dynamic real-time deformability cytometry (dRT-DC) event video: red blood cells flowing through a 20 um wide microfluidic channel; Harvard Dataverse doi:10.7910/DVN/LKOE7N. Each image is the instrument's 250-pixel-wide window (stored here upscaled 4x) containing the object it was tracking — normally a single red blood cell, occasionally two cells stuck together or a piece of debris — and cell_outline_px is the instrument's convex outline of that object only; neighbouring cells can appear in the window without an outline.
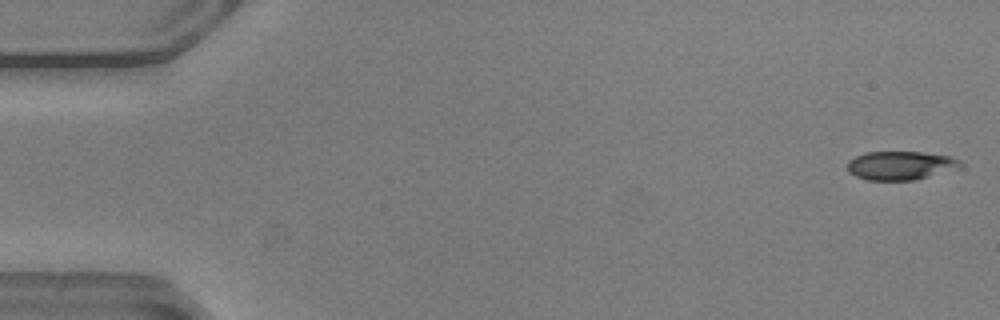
{"species": "common noctule bat (a hibernating species)", "species_latin": "Nyctalus noctula", "temperature_condition": "warm", "stored_images_in_passage": 52, "camera_frame_rate_fps": 3000, "um_per_image_px": 0.085, "animal": {"sex": "male", "body_mass_g": 20.5, "forearm_length_mm": 52.5}, "frame": {"image": 1, "passage_image": 1, "time_ms": 0.0, "image_size_px": [1000, 320], "cell_outline_px": [[964, 164], [960, 168], [916, 180], [868, 180], [856, 176], [848, 172], [848, 160], [864, 152], [920, 152], [952, 156], [960, 160]], "centroid_in_image_um": [76.58, 14.06], "position_along_channel_um": 8.4, "area_um2": 19.07}}
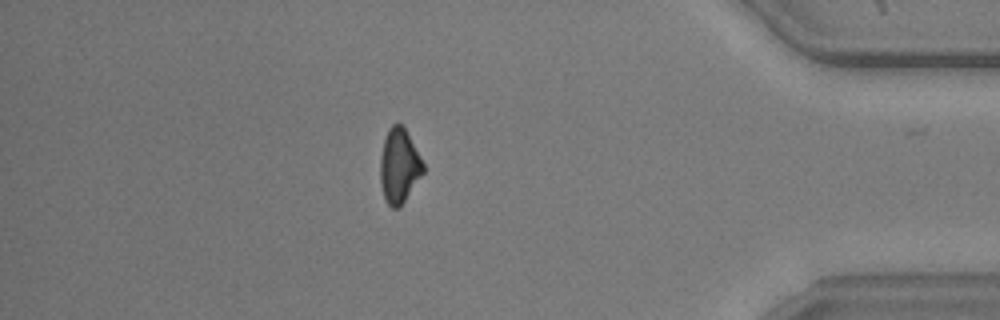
{"frame": {"image": 2, "passage_image": 45, "time_ms": 14.667, "image_size_px": [1000, 320], "cell_outline_px": [[424, 172], [404, 200], [396, 208], [392, 208], [384, 200], [380, 184], [380, 156], [384, 140], [388, 128], [396, 120], [404, 128], [424, 164]], "centroid_in_image_um": [33.89, 14.08], "position_along_channel_um": 401.3, "area_um2": 18.44}}
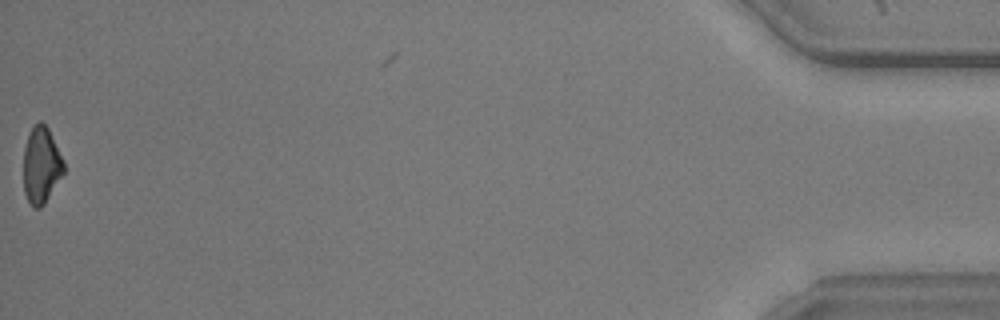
{"frame": {"image": 3, "passage_image": 52, "time_ms": 17.0, "image_size_px": [1000, 320], "cell_outline_px": [[64, 172], [44, 204], [40, 208], [32, 208], [24, 192], [24, 148], [28, 132], [40, 120], [48, 128], [64, 160]], "centroid_in_image_um": [3.5, 14.04], "position_along_channel_um": 431.7, "area_um2": 17.92}, "authors_computed_cell_mechanics": {"area_um2": 19.7387, "velocity_mm_per_s": 3.9058, "shape_relaxation_time_tau1_ms": 6.4086, "shape_relaxation_time_tau2_ms": 4.2206, "deformation_change_tau1": 0.1582, "deformation_change_tau2": 0.1081}}